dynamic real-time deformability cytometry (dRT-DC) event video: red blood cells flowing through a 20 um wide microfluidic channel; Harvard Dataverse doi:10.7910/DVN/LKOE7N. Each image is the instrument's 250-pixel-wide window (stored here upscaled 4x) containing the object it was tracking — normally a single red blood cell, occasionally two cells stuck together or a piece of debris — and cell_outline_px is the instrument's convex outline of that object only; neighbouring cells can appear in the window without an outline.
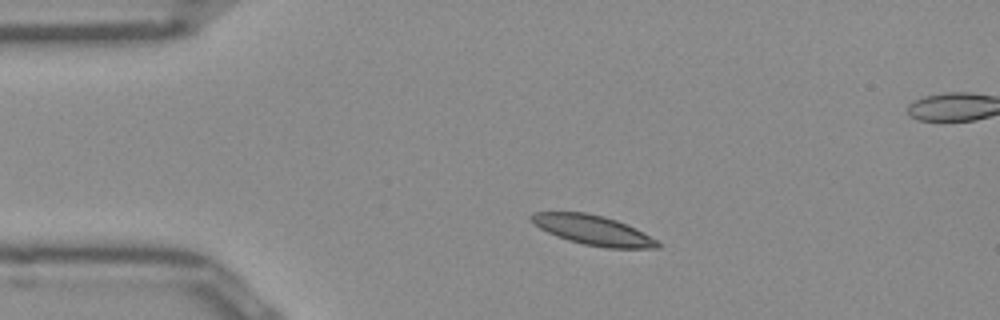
{"species": "Egyptian fruit bat (a non-hibernating species)", "species_latin": "Rousettus aegyptiacus", "temperature_condition": "room temperature", "stored_images_in_passage": 43, "segment_of_instrument_passage": [1, 2], "camera_frame_rate_fps": 3000, "um_per_image_px": 0.085, "frame": {"image": 1, "passage_image": 1, "time_ms": 0.0, "image_size_px": [1000, 320], "cell_outline_px": [[660, 248], [608, 248], [584, 244], [568, 240], [556, 236], [540, 228], [528, 216], [532, 212], [584, 212], [604, 216], [628, 224], [636, 228], [656, 240], [660, 244]], "centroid_in_image_um": [50.41, 19.56], "position_along_channel_um": 34.6, "area_um2": 21.73}}
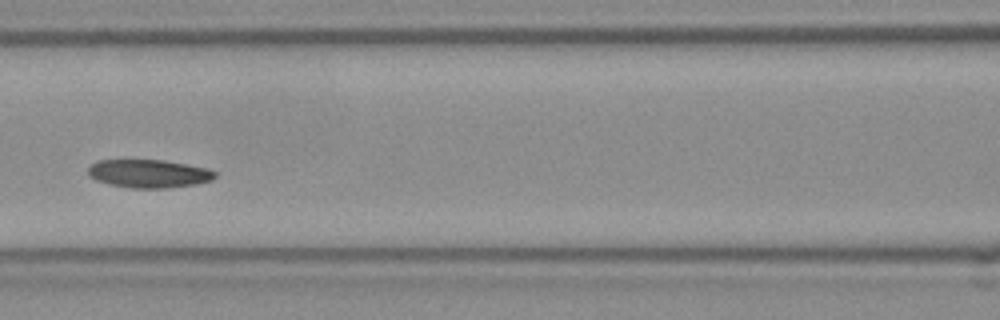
{"frame": {"image": 2, "passage_image": 13, "time_ms": 4.0, "image_size_px": [1000, 320], "cell_outline_px": [[216, 176], [212, 180], [196, 184], [164, 188], [132, 188], [112, 184], [96, 180], [88, 176], [88, 168], [96, 160], [164, 160], [208, 168], [216, 172]], "centroid_in_image_um": [12.65, 14.75], "position_along_channel_um": 153.9, "area_um2": 20.81}}
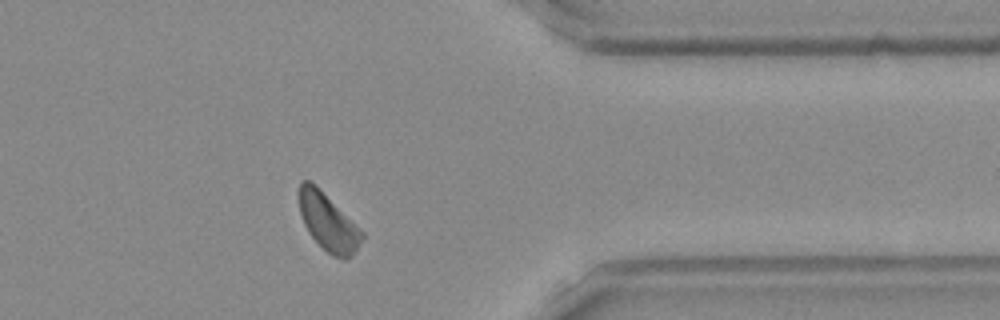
{"frame": {"image": 3, "passage_image": 32, "time_ms": 10.333, "image_size_px": [1000, 320], "cell_outline_px": [[364, 240], [352, 256], [344, 260], [332, 256], [308, 232], [304, 224], [300, 212], [300, 180], [308, 180], [316, 184], [364, 232]], "centroid_in_image_um": [27.93, 18.9], "position_along_channel_um": 383.5, "area_um2": 20.92}}